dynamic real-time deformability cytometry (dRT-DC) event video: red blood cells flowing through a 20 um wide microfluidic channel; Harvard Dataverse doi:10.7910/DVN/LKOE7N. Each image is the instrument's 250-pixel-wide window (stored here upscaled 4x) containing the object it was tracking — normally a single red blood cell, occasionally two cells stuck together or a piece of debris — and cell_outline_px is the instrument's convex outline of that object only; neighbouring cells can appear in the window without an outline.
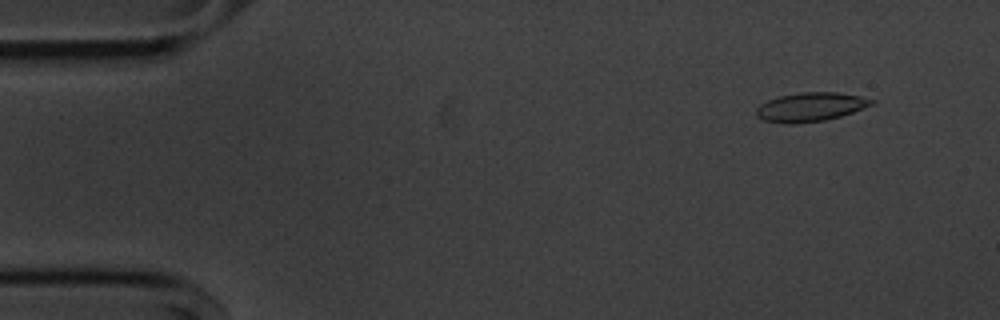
{"species": "common noctule bat (a hibernating species)", "species_latin": "Nyctalus noctula", "temperature_condition": "cold", "stored_images_in_passage": 55, "camera_frame_rate_fps": 3000, "um_per_image_px": 0.085, "animal": {"sex": "male", "body_mass_g": 20.1, "forearm_length_mm": 53.5}, "frame": {"image": 1, "passage_image": 5, "time_ms": 1.333, "image_size_px": [1000, 320], "cell_outline_px": [[876, 100], [872, 104], [852, 112], [840, 116], [824, 120], [792, 124], [788, 124], [764, 120], [756, 116], [756, 108], [760, 104], [768, 100], [780, 96], [800, 92], [840, 92], [860, 96]], "centroid_in_image_um": [68.87, 9.08], "position_along_channel_um": 16.1, "area_um2": 19.31}}
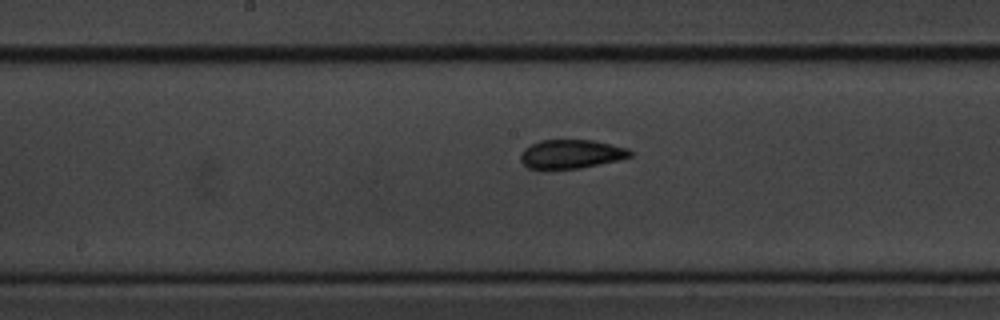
{"frame": {"image": 2, "passage_image": 28, "time_ms": 9.0, "image_size_px": [1000, 320], "cell_outline_px": [[632, 156], [616, 160], [580, 168], [528, 168], [520, 160], [520, 152], [524, 148], [540, 140], [592, 140], [628, 148], [632, 152]], "centroid_in_image_um": [48.52, 13.08], "position_along_channel_um": 199.7, "area_um2": 18.15}}
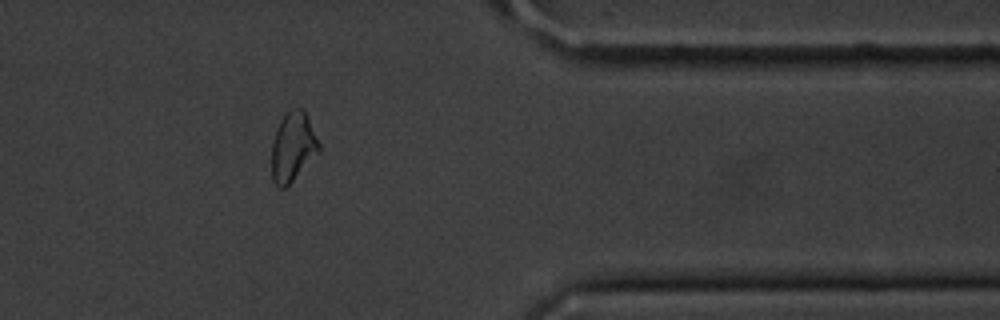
{"frame": {"image": 3, "passage_image": 45, "time_ms": 14.667, "image_size_px": [1000, 320], "cell_outline_px": [[320, 152], [284, 188], [280, 188], [272, 180], [272, 144], [276, 128], [280, 120], [292, 108], [300, 108], [308, 116], [320, 144]], "centroid_in_image_um": [24.9, 12.47], "position_along_channel_um": 386.5, "area_um2": 18.9}, "authors_computed_cell_mechanics": {"area_um2": 18.9006, "velocity_mm_per_s": 3.6062, "shape_relaxation_time_tau1_ms": 3.2735, "shape_relaxation_time_tau2_ms": 2.4257, "deformation_change_tau1": 0.1175, "deformation_change_tau2": 0.0815}}